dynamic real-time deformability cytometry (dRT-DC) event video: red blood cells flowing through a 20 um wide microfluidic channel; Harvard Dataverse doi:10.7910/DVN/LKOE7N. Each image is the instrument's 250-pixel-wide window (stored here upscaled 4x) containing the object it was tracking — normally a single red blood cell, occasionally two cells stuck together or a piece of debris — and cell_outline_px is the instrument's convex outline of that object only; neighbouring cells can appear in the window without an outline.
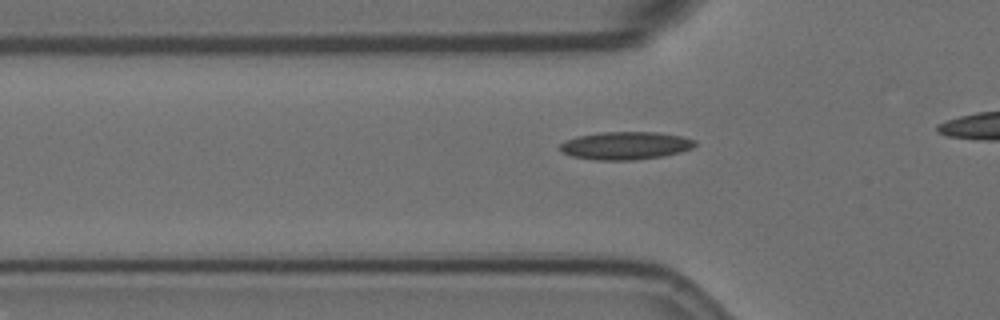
{"species": "Egyptian fruit bat (a non-hibernating species)", "species_latin": "Rousettus aegyptiacus", "temperature_condition": "room temperature", "stored_images_in_passage": 11, "camera_frame_rate_fps": 3000, "um_per_image_px": 0.085, "animal": {"sex": "female"}, "frame": {"image": 1, "passage_image": 10, "time_ms": 3.0, "image_size_px": [1000, 320], "cell_outline_px": [[696, 144], [692, 148], [680, 152], [664, 156], [636, 160], [596, 160], [572, 156], [564, 152], [560, 148], [560, 144], [564, 140], [576, 136], [600, 132], [656, 132], [680, 136], [696, 140]], "centroid_in_image_um": [53.17, 12.37], "position_along_channel_um": 72.6, "area_um2": 21.96}}